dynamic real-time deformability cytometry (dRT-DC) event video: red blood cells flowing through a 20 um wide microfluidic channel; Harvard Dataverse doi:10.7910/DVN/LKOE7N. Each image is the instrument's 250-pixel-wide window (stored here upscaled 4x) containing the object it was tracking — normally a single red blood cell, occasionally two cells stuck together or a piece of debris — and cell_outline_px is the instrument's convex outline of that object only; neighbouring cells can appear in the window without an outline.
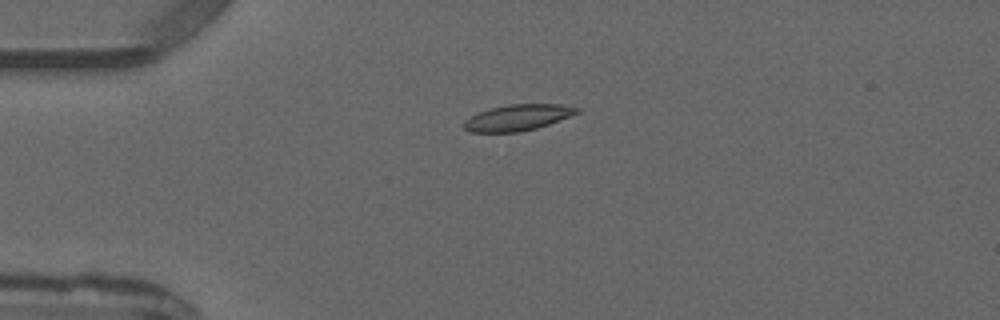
{"species": "common noctule bat (a hibernating species)", "species_latin": "Nyctalus noctula", "temperature_condition": "warm", "stored_images_in_passage": 6, "camera_frame_rate_fps": 3000, "um_per_image_px": 0.085, "animal": {"sex": "male", "forearm_length_mm": 52.5}, "frame": {"image": 1, "passage_image": 4, "time_ms": 3.667, "image_size_px": [1000, 320], "cell_outline_px": [[580, 112], [548, 124], [536, 128], [520, 132], [472, 132], [464, 128], [460, 124], [464, 120], [480, 112], [492, 108], [508, 104], [560, 104], [580, 108]], "centroid_in_image_um": [43.99, 9.99], "position_along_channel_um": 41.0, "area_um2": 17.05}}
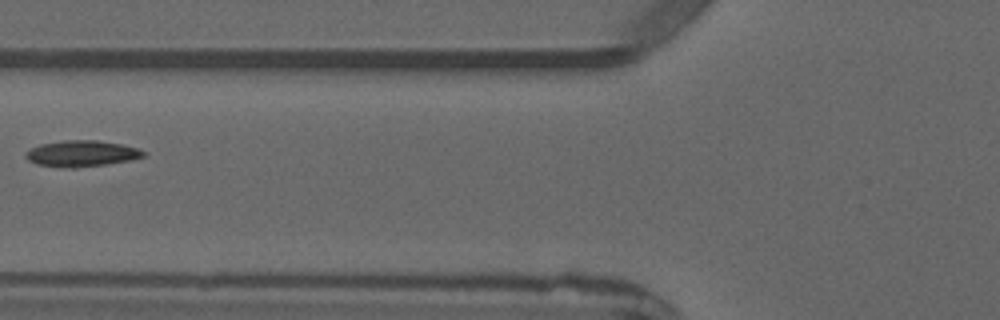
{"frame": {"image": 2, "passage_image": 6, "time_ms": 6.0, "image_size_px": [1000, 320], "cell_outline_px": [[148, 152], [144, 156], [132, 160], [108, 164], [76, 168], [68, 168], [36, 164], [28, 160], [24, 156], [24, 152], [40, 144], [64, 140], [96, 140], [120, 144], [140, 148]], "centroid_in_image_um": [6.96, 13.05], "position_along_channel_um": 118.8, "area_um2": 18.15}}